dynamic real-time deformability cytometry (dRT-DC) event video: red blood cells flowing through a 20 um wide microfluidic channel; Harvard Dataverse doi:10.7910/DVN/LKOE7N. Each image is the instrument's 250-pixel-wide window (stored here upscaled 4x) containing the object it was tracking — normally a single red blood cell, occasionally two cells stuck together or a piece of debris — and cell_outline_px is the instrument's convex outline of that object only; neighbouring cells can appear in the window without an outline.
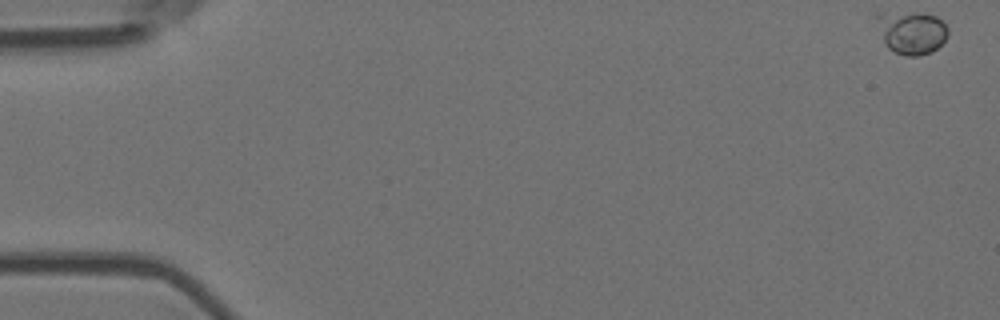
{"species": "Egyptian fruit bat (a non-hibernating species)", "species_latin": "Rousettus aegyptiacus", "temperature_condition": "room temperature", "stored_images_in_passage": 15, "camera_frame_rate_fps": 3000, "um_per_image_px": 0.085, "animal": {"sex": "female"}, "frame": {"image": 1, "passage_image": 1, "time_ms": 0.0, "image_size_px": [1000, 320], "cell_outline_px": [[948, 36], [932, 52], [920, 56], [904, 56], [888, 48], [872, 16], [876, 12], [924, 12], [936, 16], [948, 28]], "centroid_in_image_um": [77.43, 2.72], "position_along_channel_um": 7.6, "area_um2": 18.26}}
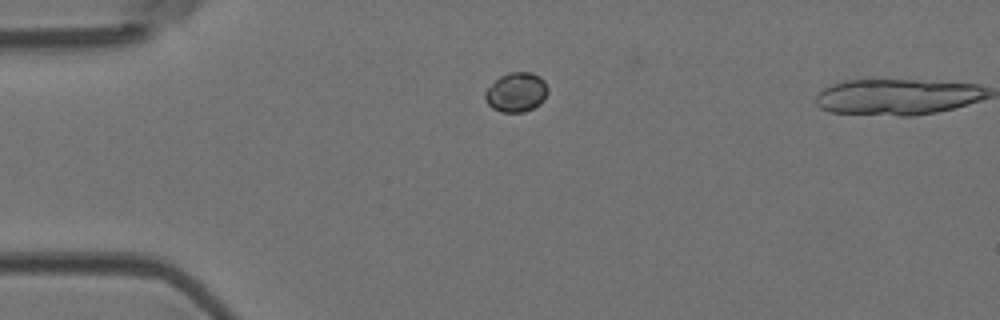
{"frame": {"image": 2, "passage_image": 14, "time_ms": 4.333, "image_size_px": [1000, 320], "cell_outline_px": [[548, 92], [544, 100], [540, 104], [524, 112], [500, 112], [492, 108], [484, 100], [484, 92], [500, 76], [512, 72], [532, 72], [540, 76], [544, 80], [548, 88]], "centroid_in_image_um": [43.89, 7.84], "position_along_channel_um": 41.1, "area_um2": 14.51}}